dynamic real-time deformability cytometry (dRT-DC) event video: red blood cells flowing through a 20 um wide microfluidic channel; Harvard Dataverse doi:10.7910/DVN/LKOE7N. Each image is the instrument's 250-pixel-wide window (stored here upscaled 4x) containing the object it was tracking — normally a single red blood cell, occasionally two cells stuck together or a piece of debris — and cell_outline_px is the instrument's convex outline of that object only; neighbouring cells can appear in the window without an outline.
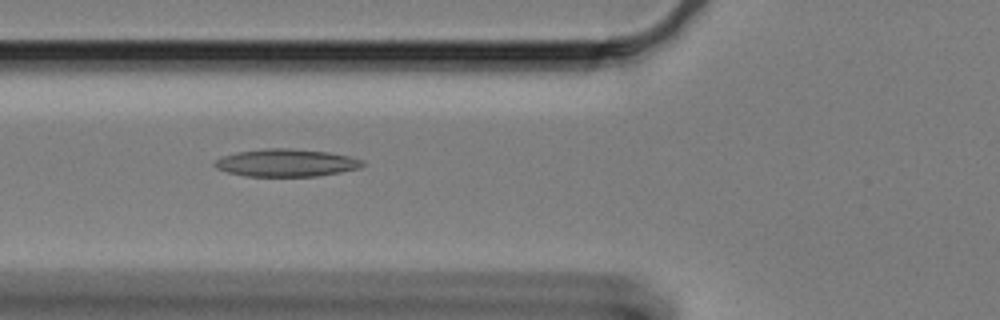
{"species": "Egyptian fruit bat (a non-hibernating species)", "species_latin": "Rousettus aegyptiacus", "temperature_condition": "cold", "stored_images_in_passage": 35, "camera_frame_rate_fps": 3000, "um_per_image_px": 0.085, "animal": {"sex": "female"}, "frame": {"image": 1, "passage_image": 6, "time_ms": 1.667, "image_size_px": [1000, 320], "cell_outline_px": [[368, 164], [360, 168], [320, 176], [244, 176], [228, 172], [216, 168], [212, 164], [216, 160], [224, 156], [236, 152], [264, 148], [292, 148], [328, 152], [352, 156], [364, 160]], "centroid_in_image_um": [24.39, 13.83], "position_along_channel_um": 101.4, "area_um2": 24.04}}
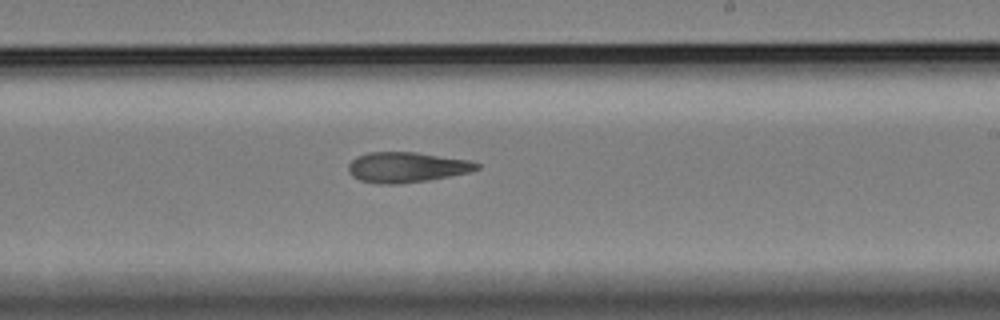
{"frame": {"image": 2, "passage_image": 20, "time_ms": 6.333, "image_size_px": [1000, 320], "cell_outline_px": [[480, 168], [468, 172], [428, 180], [396, 184], [380, 184], [360, 180], [352, 176], [348, 172], [348, 164], [356, 156], [368, 152], [416, 152], [468, 160], [480, 164]], "centroid_in_image_um": [34.52, 14.21], "position_along_channel_um": 254.5, "area_um2": 22.6}}
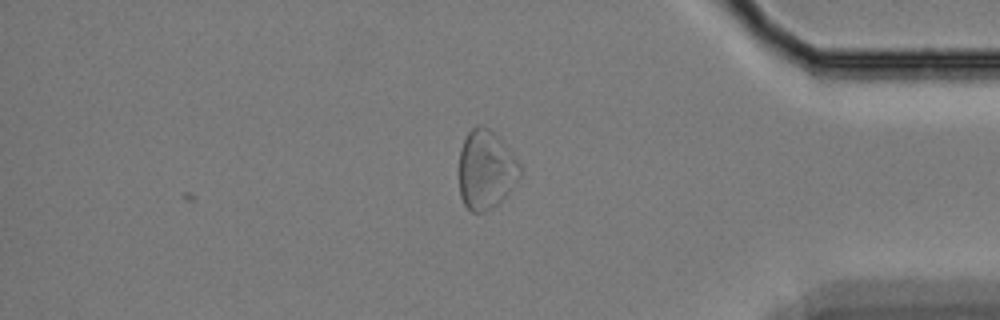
{"frame": {"image": 3, "passage_image": 35, "time_ms": 11.333, "image_size_px": [1000, 320], "cell_outline_px": [[520, 172], [516, 180], [508, 192], [492, 208], [484, 212], [472, 212], [464, 204], [460, 196], [460, 148], [468, 132], [476, 124], [480, 124], [488, 128], [512, 152], [520, 164]], "centroid_in_image_um": [41.27, 14.41], "position_along_channel_um": 393.9, "area_um2": 27.51}, "authors_computed_cell_mechanics": {"area_um2": 22.7154, "velocity_mm_per_s": 3.2671, "shape_relaxation_time_tau1_ms": null, "shape_relaxation_time_tau2_ms": 9.5708, "deformation_change_tau1": null, "deformation_change_tau2": 0.1919}}